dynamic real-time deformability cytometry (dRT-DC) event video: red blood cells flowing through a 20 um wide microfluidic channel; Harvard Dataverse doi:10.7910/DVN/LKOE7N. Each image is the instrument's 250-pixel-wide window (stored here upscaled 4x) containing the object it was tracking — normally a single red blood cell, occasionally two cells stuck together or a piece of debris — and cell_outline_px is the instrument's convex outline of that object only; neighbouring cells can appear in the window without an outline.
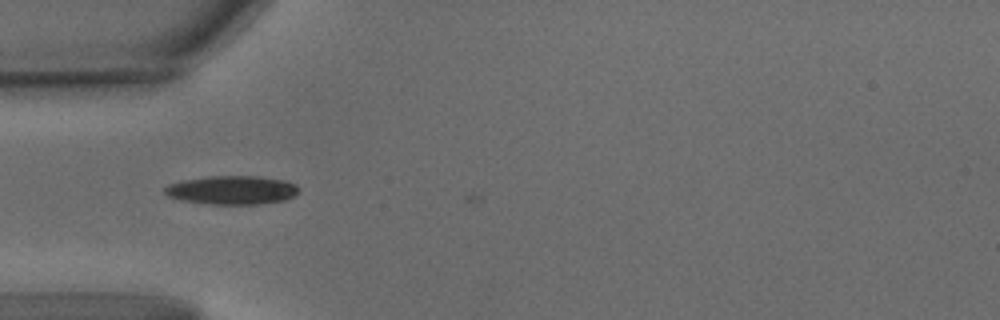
{"species": "common noctule bat (a hibernating species)", "species_latin": "Nyctalus noctula", "temperature_condition": "warm", "stored_images_in_passage": 5, "camera_frame_rate_fps": 3000, "um_per_image_px": 0.085, "animal": {"sex": "male", "body_mass_g": 15.6}, "frame": {"image": 1, "passage_image": 4, "time_ms": 1.0, "image_size_px": [1000, 320], "cell_outline_px": [[300, 192], [284, 200], [260, 204], [212, 204], [180, 200], [168, 196], [164, 192], [164, 188], [168, 184], [180, 180], [208, 176], [260, 176], [288, 180], [296, 184], [300, 188]], "centroid_in_image_um": [19.74, 16.14], "position_along_channel_um": 65.3, "area_um2": 22.72}}